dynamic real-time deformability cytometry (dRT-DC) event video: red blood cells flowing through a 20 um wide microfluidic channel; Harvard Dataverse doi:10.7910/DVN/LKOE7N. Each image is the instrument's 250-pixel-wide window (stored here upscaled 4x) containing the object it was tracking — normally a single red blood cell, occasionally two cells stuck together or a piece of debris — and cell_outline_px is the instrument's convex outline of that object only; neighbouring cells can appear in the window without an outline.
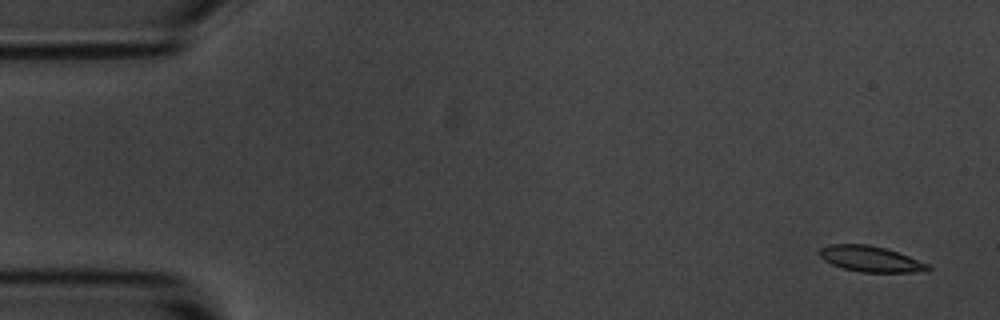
{"species": "common noctule bat (a hibernating species)", "species_latin": "Nyctalus noctula", "temperature_condition": "room temperature", "stored_images_in_passage": 4, "camera_frame_rate_fps": 3000, "um_per_image_px": 0.085, "animal": {"sex": "male", "body_mass_g": 20.1, "forearm_length_mm": 53.5}, "frame": {"image": 1, "passage_image": 1, "time_ms": 0.0, "image_size_px": [1000, 320], "cell_outline_px": [[932, 268], [912, 272], [860, 272], [844, 268], [832, 264], [824, 260], [820, 256], [820, 248], [828, 244], [868, 244], [884, 248], [932, 264]], "centroid_in_image_um": [74.0, 22.0], "position_along_channel_um": 11.0, "area_um2": 16.13}}
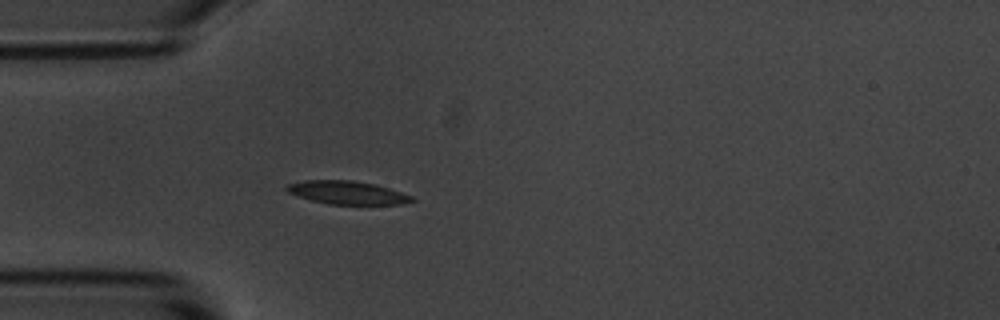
{"frame": {"image": 2, "passage_image": 4, "time_ms": 4.333, "image_size_px": [1000, 320], "cell_outline_px": [[416, 200], [400, 204], [328, 204], [312, 200], [288, 192], [284, 188], [288, 184], [304, 180], [352, 180], [376, 184], [412, 196]], "centroid_in_image_um": [29.51, 16.36], "position_along_channel_um": 55.5, "area_um2": 16.76}}